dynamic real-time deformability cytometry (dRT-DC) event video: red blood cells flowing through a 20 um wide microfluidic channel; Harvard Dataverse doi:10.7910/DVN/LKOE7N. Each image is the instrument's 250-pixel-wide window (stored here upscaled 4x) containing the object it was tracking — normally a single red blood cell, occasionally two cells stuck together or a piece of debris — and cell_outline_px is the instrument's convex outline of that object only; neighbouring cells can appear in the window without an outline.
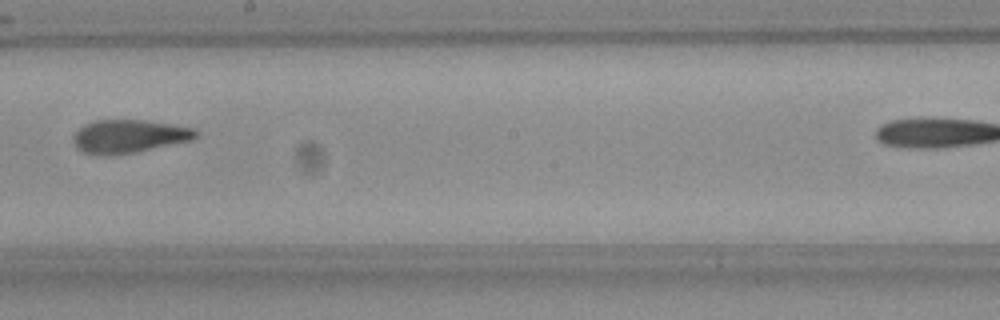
{"species": "Egyptian fruit bat (a non-hibernating species)", "species_latin": "Rousettus aegyptiacus", "temperature_condition": "room temperature", "stored_images_in_passage": 9, "segment_of_instrument_passage": [1, 2], "camera_frame_rate_fps": 3000, "um_per_image_px": 0.085, "frame": {"image": 1, "passage_image": 8, "time_ms": 2.333, "image_size_px": [1000, 320], "cell_outline_px": [[200, 136], [192, 140], [132, 152], [84, 152], [76, 148], [72, 140], [72, 136], [84, 124], [96, 120], [144, 120], [172, 124], [196, 128], [200, 132]], "centroid_in_image_um": [11.04, 11.53], "position_along_channel_um": 237.2, "area_um2": 23.06}}